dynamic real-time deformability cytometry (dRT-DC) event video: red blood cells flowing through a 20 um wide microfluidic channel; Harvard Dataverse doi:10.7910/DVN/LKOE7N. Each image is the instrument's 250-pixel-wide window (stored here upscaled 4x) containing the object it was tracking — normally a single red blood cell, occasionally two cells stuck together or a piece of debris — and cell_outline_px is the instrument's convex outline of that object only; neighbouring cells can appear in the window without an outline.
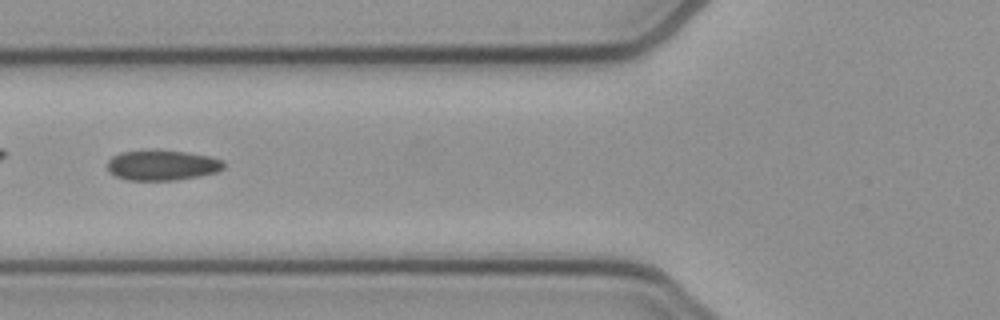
{"species": "common noctule bat (a hibernating species)", "species_latin": "Nyctalus noctula", "temperature_condition": "cold", "stored_images_in_passage": 38, "camera_frame_rate_fps": 3000, "um_per_image_px": 0.085, "animal": {"sex": "female", "body_mass_g": 21.9}, "frame": {"image": 1, "passage_image": 5, "time_ms": 1.333, "image_size_px": [1000, 320], "cell_outline_px": [[224, 168], [216, 172], [200, 176], [176, 180], [128, 180], [116, 176], [108, 172], [108, 160], [112, 156], [120, 152], [188, 152], [208, 156], [224, 160]], "centroid_in_image_um": [13.8, 14.07], "position_along_channel_um": 112.0, "area_um2": 20.06}}
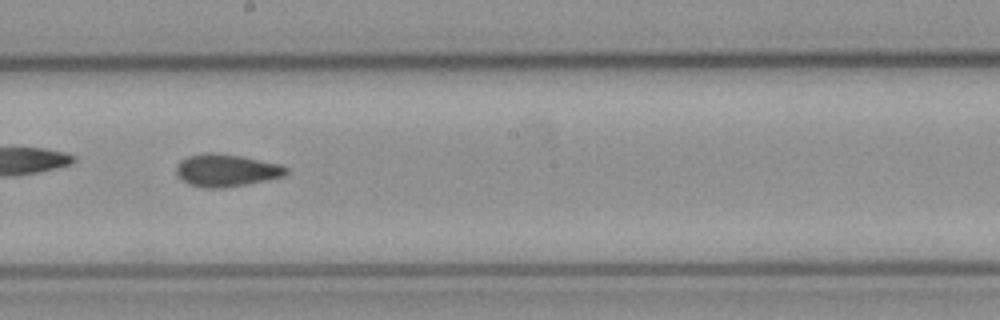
{"frame": {"image": 2, "passage_image": 14, "time_ms": 4.333, "image_size_px": [1000, 320], "cell_outline_px": [[288, 172], [284, 176], [224, 188], [204, 188], [188, 184], [176, 172], [176, 164], [180, 160], [188, 156], [204, 152], [216, 152], [240, 156], [280, 164], [288, 168]], "centroid_in_image_um": [19.21, 14.46], "position_along_channel_um": 229.0, "area_um2": 20.69}}
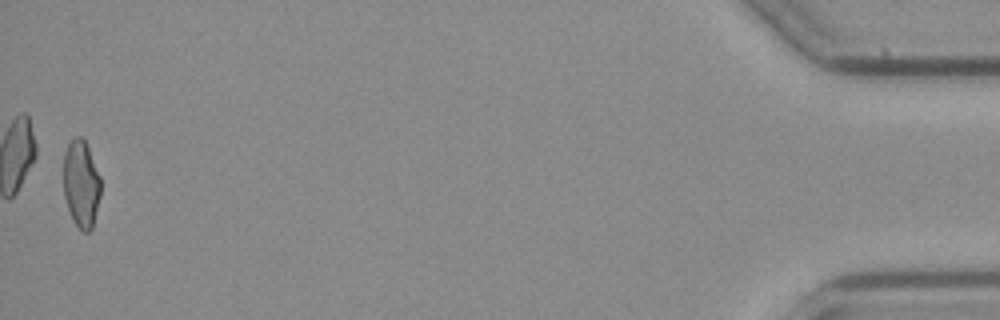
{"frame": {"image": 3, "passage_image": 37, "time_ms": 12.0, "image_size_px": [1000, 320], "cell_outline_px": [[100, 196], [92, 228], [88, 232], [84, 232], [72, 220], [64, 196], [64, 152], [68, 144], [76, 136], [80, 136], [84, 140], [88, 148], [100, 176]], "centroid_in_image_um": [6.89, 15.63], "position_along_channel_um": 428.3, "area_um2": 18.73}, "authors_computed_cell_mechanics": {"area_um2": 20.1144, "velocity_mm_per_s": 3.8829, "shape_relaxation_time_tau1_ms": null, "shape_relaxation_time_tau2_ms": 2.1786, "deformation_change_tau1": null, "deformation_change_tau2": 0.0922}}